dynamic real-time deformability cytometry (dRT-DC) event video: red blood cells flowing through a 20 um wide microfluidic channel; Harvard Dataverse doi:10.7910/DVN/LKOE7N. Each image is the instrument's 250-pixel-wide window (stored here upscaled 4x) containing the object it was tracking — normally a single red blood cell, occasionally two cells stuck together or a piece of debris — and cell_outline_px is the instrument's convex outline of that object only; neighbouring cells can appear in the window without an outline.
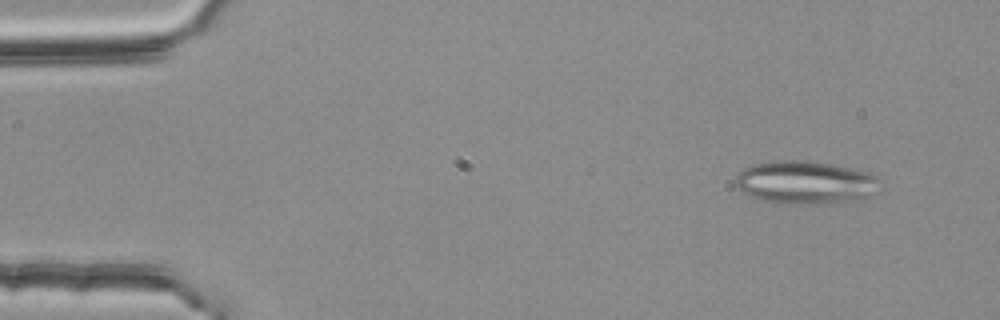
{"species": "common noctule bat (a hibernating species)", "species_latin": "Nyctalus noctula", "temperature_condition": "room temperature", "stored_images_in_passage": 53, "segment_of_instrument_passage": [1, 2], "camera_frame_rate_fps": 3000, "um_per_image_px": 0.085, "animal": {"sex": "female", "body_mass_g": 25.1}, "frame": {"image": 1, "passage_image": 4, "time_ms": 1.0, "image_size_px": [1000, 320], "cell_outline_px": [[880, 180], [876, 192], [860, 200], [800, 204], [788, 204], [760, 200], [748, 196], [736, 188], [736, 176], [744, 168], [756, 164], [788, 160], [800, 160], [828, 164], [868, 172], [876, 176]], "centroid_in_image_um": [68.43, 15.52], "position_along_channel_um": 16.6, "area_um2": 35.78}}